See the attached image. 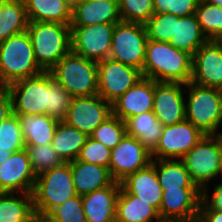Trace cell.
<instances>
[{
  "label": "cell",
  "mask_w": 222,
  "mask_h": 222,
  "mask_svg": "<svg viewBox=\"0 0 222 222\" xmlns=\"http://www.w3.org/2000/svg\"><path fill=\"white\" fill-rule=\"evenodd\" d=\"M141 72L143 77L157 82L187 84L192 76V56L169 42L148 39Z\"/></svg>",
  "instance_id": "cell-1"
},
{
  "label": "cell",
  "mask_w": 222,
  "mask_h": 222,
  "mask_svg": "<svg viewBox=\"0 0 222 222\" xmlns=\"http://www.w3.org/2000/svg\"><path fill=\"white\" fill-rule=\"evenodd\" d=\"M26 31L36 62L43 71H50L71 51L70 25L29 21Z\"/></svg>",
  "instance_id": "cell-2"
},
{
  "label": "cell",
  "mask_w": 222,
  "mask_h": 222,
  "mask_svg": "<svg viewBox=\"0 0 222 222\" xmlns=\"http://www.w3.org/2000/svg\"><path fill=\"white\" fill-rule=\"evenodd\" d=\"M41 72L27 31L0 42V86H9Z\"/></svg>",
  "instance_id": "cell-3"
},
{
  "label": "cell",
  "mask_w": 222,
  "mask_h": 222,
  "mask_svg": "<svg viewBox=\"0 0 222 222\" xmlns=\"http://www.w3.org/2000/svg\"><path fill=\"white\" fill-rule=\"evenodd\" d=\"M70 163H63L36 176L32 192L36 215L47 216L53 209L76 196Z\"/></svg>",
  "instance_id": "cell-4"
},
{
  "label": "cell",
  "mask_w": 222,
  "mask_h": 222,
  "mask_svg": "<svg viewBox=\"0 0 222 222\" xmlns=\"http://www.w3.org/2000/svg\"><path fill=\"white\" fill-rule=\"evenodd\" d=\"M50 73L72 97L98 94L97 62L72 51L64 56Z\"/></svg>",
  "instance_id": "cell-5"
},
{
  "label": "cell",
  "mask_w": 222,
  "mask_h": 222,
  "mask_svg": "<svg viewBox=\"0 0 222 222\" xmlns=\"http://www.w3.org/2000/svg\"><path fill=\"white\" fill-rule=\"evenodd\" d=\"M185 87L189 93L188 102H185L186 120L205 135H216L222 124V90L200 86L191 81Z\"/></svg>",
  "instance_id": "cell-6"
},
{
  "label": "cell",
  "mask_w": 222,
  "mask_h": 222,
  "mask_svg": "<svg viewBox=\"0 0 222 222\" xmlns=\"http://www.w3.org/2000/svg\"><path fill=\"white\" fill-rule=\"evenodd\" d=\"M181 160L191 180L202 190L211 179L220 176L222 145L216 135H205Z\"/></svg>",
  "instance_id": "cell-7"
},
{
  "label": "cell",
  "mask_w": 222,
  "mask_h": 222,
  "mask_svg": "<svg viewBox=\"0 0 222 222\" xmlns=\"http://www.w3.org/2000/svg\"><path fill=\"white\" fill-rule=\"evenodd\" d=\"M147 41L144 24L121 21L113 30L109 58L142 71Z\"/></svg>",
  "instance_id": "cell-8"
},
{
  "label": "cell",
  "mask_w": 222,
  "mask_h": 222,
  "mask_svg": "<svg viewBox=\"0 0 222 222\" xmlns=\"http://www.w3.org/2000/svg\"><path fill=\"white\" fill-rule=\"evenodd\" d=\"M16 115H46L49 106L48 71L16 81L7 86Z\"/></svg>",
  "instance_id": "cell-9"
},
{
  "label": "cell",
  "mask_w": 222,
  "mask_h": 222,
  "mask_svg": "<svg viewBox=\"0 0 222 222\" xmlns=\"http://www.w3.org/2000/svg\"><path fill=\"white\" fill-rule=\"evenodd\" d=\"M115 24L70 26L71 51L97 63L109 58Z\"/></svg>",
  "instance_id": "cell-10"
},
{
  "label": "cell",
  "mask_w": 222,
  "mask_h": 222,
  "mask_svg": "<svg viewBox=\"0 0 222 222\" xmlns=\"http://www.w3.org/2000/svg\"><path fill=\"white\" fill-rule=\"evenodd\" d=\"M97 67L98 95L111 104L143 78L141 70L110 58L98 62Z\"/></svg>",
  "instance_id": "cell-11"
},
{
  "label": "cell",
  "mask_w": 222,
  "mask_h": 222,
  "mask_svg": "<svg viewBox=\"0 0 222 222\" xmlns=\"http://www.w3.org/2000/svg\"><path fill=\"white\" fill-rule=\"evenodd\" d=\"M205 134L188 120L164 126L152 159H181ZM156 157V158H155Z\"/></svg>",
  "instance_id": "cell-12"
},
{
  "label": "cell",
  "mask_w": 222,
  "mask_h": 222,
  "mask_svg": "<svg viewBox=\"0 0 222 222\" xmlns=\"http://www.w3.org/2000/svg\"><path fill=\"white\" fill-rule=\"evenodd\" d=\"M152 162L151 152L135 137L125 134L111 150L109 172L116 182L142 170Z\"/></svg>",
  "instance_id": "cell-13"
},
{
  "label": "cell",
  "mask_w": 222,
  "mask_h": 222,
  "mask_svg": "<svg viewBox=\"0 0 222 222\" xmlns=\"http://www.w3.org/2000/svg\"><path fill=\"white\" fill-rule=\"evenodd\" d=\"M111 115L112 104L98 94L73 97L64 122L90 136Z\"/></svg>",
  "instance_id": "cell-14"
},
{
  "label": "cell",
  "mask_w": 222,
  "mask_h": 222,
  "mask_svg": "<svg viewBox=\"0 0 222 222\" xmlns=\"http://www.w3.org/2000/svg\"><path fill=\"white\" fill-rule=\"evenodd\" d=\"M185 84L179 82H157L154 80L153 112L163 126L180 123L185 117Z\"/></svg>",
  "instance_id": "cell-15"
},
{
  "label": "cell",
  "mask_w": 222,
  "mask_h": 222,
  "mask_svg": "<svg viewBox=\"0 0 222 222\" xmlns=\"http://www.w3.org/2000/svg\"><path fill=\"white\" fill-rule=\"evenodd\" d=\"M202 198L200 188L163 189L159 215L162 221L198 219Z\"/></svg>",
  "instance_id": "cell-16"
},
{
  "label": "cell",
  "mask_w": 222,
  "mask_h": 222,
  "mask_svg": "<svg viewBox=\"0 0 222 222\" xmlns=\"http://www.w3.org/2000/svg\"><path fill=\"white\" fill-rule=\"evenodd\" d=\"M191 82L222 90V47L208 40L192 56Z\"/></svg>",
  "instance_id": "cell-17"
},
{
  "label": "cell",
  "mask_w": 222,
  "mask_h": 222,
  "mask_svg": "<svg viewBox=\"0 0 222 222\" xmlns=\"http://www.w3.org/2000/svg\"><path fill=\"white\" fill-rule=\"evenodd\" d=\"M36 181L27 151L14 152L0 165V193H32Z\"/></svg>",
  "instance_id": "cell-18"
},
{
  "label": "cell",
  "mask_w": 222,
  "mask_h": 222,
  "mask_svg": "<svg viewBox=\"0 0 222 222\" xmlns=\"http://www.w3.org/2000/svg\"><path fill=\"white\" fill-rule=\"evenodd\" d=\"M154 80L143 77L112 103V114L122 121L153 110Z\"/></svg>",
  "instance_id": "cell-19"
},
{
  "label": "cell",
  "mask_w": 222,
  "mask_h": 222,
  "mask_svg": "<svg viewBox=\"0 0 222 222\" xmlns=\"http://www.w3.org/2000/svg\"><path fill=\"white\" fill-rule=\"evenodd\" d=\"M120 182L82 195L83 211L87 222H116V207Z\"/></svg>",
  "instance_id": "cell-20"
},
{
  "label": "cell",
  "mask_w": 222,
  "mask_h": 222,
  "mask_svg": "<svg viewBox=\"0 0 222 222\" xmlns=\"http://www.w3.org/2000/svg\"><path fill=\"white\" fill-rule=\"evenodd\" d=\"M120 184L128 193L149 203L159 212L163 189L158 181L156 169L152 164L128 175Z\"/></svg>",
  "instance_id": "cell-21"
},
{
  "label": "cell",
  "mask_w": 222,
  "mask_h": 222,
  "mask_svg": "<svg viewBox=\"0 0 222 222\" xmlns=\"http://www.w3.org/2000/svg\"><path fill=\"white\" fill-rule=\"evenodd\" d=\"M119 1L83 0L72 10L70 26L121 22Z\"/></svg>",
  "instance_id": "cell-22"
},
{
  "label": "cell",
  "mask_w": 222,
  "mask_h": 222,
  "mask_svg": "<svg viewBox=\"0 0 222 222\" xmlns=\"http://www.w3.org/2000/svg\"><path fill=\"white\" fill-rule=\"evenodd\" d=\"M74 188L77 195H85L110 186L114 180L109 168L78 159L70 162Z\"/></svg>",
  "instance_id": "cell-23"
},
{
  "label": "cell",
  "mask_w": 222,
  "mask_h": 222,
  "mask_svg": "<svg viewBox=\"0 0 222 222\" xmlns=\"http://www.w3.org/2000/svg\"><path fill=\"white\" fill-rule=\"evenodd\" d=\"M199 222L193 221H162L159 212L149 203L128 193L122 186L119 191L116 207V222Z\"/></svg>",
  "instance_id": "cell-24"
},
{
  "label": "cell",
  "mask_w": 222,
  "mask_h": 222,
  "mask_svg": "<svg viewBox=\"0 0 222 222\" xmlns=\"http://www.w3.org/2000/svg\"><path fill=\"white\" fill-rule=\"evenodd\" d=\"M208 39L202 33L195 14L178 17L175 16V28L169 43L176 49L189 53L191 56Z\"/></svg>",
  "instance_id": "cell-25"
},
{
  "label": "cell",
  "mask_w": 222,
  "mask_h": 222,
  "mask_svg": "<svg viewBox=\"0 0 222 222\" xmlns=\"http://www.w3.org/2000/svg\"><path fill=\"white\" fill-rule=\"evenodd\" d=\"M124 123L127 135L137 138L150 152L156 148L164 126L153 111L134 115Z\"/></svg>",
  "instance_id": "cell-26"
},
{
  "label": "cell",
  "mask_w": 222,
  "mask_h": 222,
  "mask_svg": "<svg viewBox=\"0 0 222 222\" xmlns=\"http://www.w3.org/2000/svg\"><path fill=\"white\" fill-rule=\"evenodd\" d=\"M25 145L51 144L58 120L48 115H17Z\"/></svg>",
  "instance_id": "cell-27"
},
{
  "label": "cell",
  "mask_w": 222,
  "mask_h": 222,
  "mask_svg": "<svg viewBox=\"0 0 222 222\" xmlns=\"http://www.w3.org/2000/svg\"><path fill=\"white\" fill-rule=\"evenodd\" d=\"M29 21L71 24L72 10L63 0H24Z\"/></svg>",
  "instance_id": "cell-28"
},
{
  "label": "cell",
  "mask_w": 222,
  "mask_h": 222,
  "mask_svg": "<svg viewBox=\"0 0 222 222\" xmlns=\"http://www.w3.org/2000/svg\"><path fill=\"white\" fill-rule=\"evenodd\" d=\"M88 136L77 128L59 121L51 145L64 163L76 160Z\"/></svg>",
  "instance_id": "cell-29"
},
{
  "label": "cell",
  "mask_w": 222,
  "mask_h": 222,
  "mask_svg": "<svg viewBox=\"0 0 222 222\" xmlns=\"http://www.w3.org/2000/svg\"><path fill=\"white\" fill-rule=\"evenodd\" d=\"M162 189L199 188L181 159H152Z\"/></svg>",
  "instance_id": "cell-30"
},
{
  "label": "cell",
  "mask_w": 222,
  "mask_h": 222,
  "mask_svg": "<svg viewBox=\"0 0 222 222\" xmlns=\"http://www.w3.org/2000/svg\"><path fill=\"white\" fill-rule=\"evenodd\" d=\"M0 193V222H31L36 215L32 193Z\"/></svg>",
  "instance_id": "cell-31"
},
{
  "label": "cell",
  "mask_w": 222,
  "mask_h": 222,
  "mask_svg": "<svg viewBox=\"0 0 222 222\" xmlns=\"http://www.w3.org/2000/svg\"><path fill=\"white\" fill-rule=\"evenodd\" d=\"M24 0H5L0 5V42L27 30Z\"/></svg>",
  "instance_id": "cell-32"
},
{
  "label": "cell",
  "mask_w": 222,
  "mask_h": 222,
  "mask_svg": "<svg viewBox=\"0 0 222 222\" xmlns=\"http://www.w3.org/2000/svg\"><path fill=\"white\" fill-rule=\"evenodd\" d=\"M195 15L208 40H217L222 35V7L202 1L199 2Z\"/></svg>",
  "instance_id": "cell-33"
},
{
  "label": "cell",
  "mask_w": 222,
  "mask_h": 222,
  "mask_svg": "<svg viewBox=\"0 0 222 222\" xmlns=\"http://www.w3.org/2000/svg\"><path fill=\"white\" fill-rule=\"evenodd\" d=\"M25 150L36 176L64 163L51 144L25 145Z\"/></svg>",
  "instance_id": "cell-34"
},
{
  "label": "cell",
  "mask_w": 222,
  "mask_h": 222,
  "mask_svg": "<svg viewBox=\"0 0 222 222\" xmlns=\"http://www.w3.org/2000/svg\"><path fill=\"white\" fill-rule=\"evenodd\" d=\"M49 106L46 115L58 121H64L71 104L72 96L48 71Z\"/></svg>",
  "instance_id": "cell-35"
},
{
  "label": "cell",
  "mask_w": 222,
  "mask_h": 222,
  "mask_svg": "<svg viewBox=\"0 0 222 222\" xmlns=\"http://www.w3.org/2000/svg\"><path fill=\"white\" fill-rule=\"evenodd\" d=\"M125 134L126 129L124 121L112 114L96 127L90 137L100 141L107 148L112 150L120 143Z\"/></svg>",
  "instance_id": "cell-36"
},
{
  "label": "cell",
  "mask_w": 222,
  "mask_h": 222,
  "mask_svg": "<svg viewBox=\"0 0 222 222\" xmlns=\"http://www.w3.org/2000/svg\"><path fill=\"white\" fill-rule=\"evenodd\" d=\"M121 21L145 24L155 13L153 0H119Z\"/></svg>",
  "instance_id": "cell-37"
},
{
  "label": "cell",
  "mask_w": 222,
  "mask_h": 222,
  "mask_svg": "<svg viewBox=\"0 0 222 222\" xmlns=\"http://www.w3.org/2000/svg\"><path fill=\"white\" fill-rule=\"evenodd\" d=\"M0 148L12 153L25 149L20 122L14 113L0 123Z\"/></svg>",
  "instance_id": "cell-38"
},
{
  "label": "cell",
  "mask_w": 222,
  "mask_h": 222,
  "mask_svg": "<svg viewBox=\"0 0 222 222\" xmlns=\"http://www.w3.org/2000/svg\"><path fill=\"white\" fill-rule=\"evenodd\" d=\"M144 25L149 40L169 42L174 34L175 16L154 13Z\"/></svg>",
  "instance_id": "cell-39"
},
{
  "label": "cell",
  "mask_w": 222,
  "mask_h": 222,
  "mask_svg": "<svg viewBox=\"0 0 222 222\" xmlns=\"http://www.w3.org/2000/svg\"><path fill=\"white\" fill-rule=\"evenodd\" d=\"M47 217L53 222H87L83 211L82 196L76 195L53 209Z\"/></svg>",
  "instance_id": "cell-40"
},
{
  "label": "cell",
  "mask_w": 222,
  "mask_h": 222,
  "mask_svg": "<svg viewBox=\"0 0 222 222\" xmlns=\"http://www.w3.org/2000/svg\"><path fill=\"white\" fill-rule=\"evenodd\" d=\"M111 149L100 141L88 136L84 146L81 148L78 160L109 168Z\"/></svg>",
  "instance_id": "cell-41"
},
{
  "label": "cell",
  "mask_w": 222,
  "mask_h": 222,
  "mask_svg": "<svg viewBox=\"0 0 222 222\" xmlns=\"http://www.w3.org/2000/svg\"><path fill=\"white\" fill-rule=\"evenodd\" d=\"M213 195L208 194V187L202 189V200L199 210H217L222 212V182L214 186ZM211 199V200H209Z\"/></svg>",
  "instance_id": "cell-42"
},
{
  "label": "cell",
  "mask_w": 222,
  "mask_h": 222,
  "mask_svg": "<svg viewBox=\"0 0 222 222\" xmlns=\"http://www.w3.org/2000/svg\"><path fill=\"white\" fill-rule=\"evenodd\" d=\"M198 0H173V15L182 17L195 14Z\"/></svg>",
  "instance_id": "cell-43"
},
{
  "label": "cell",
  "mask_w": 222,
  "mask_h": 222,
  "mask_svg": "<svg viewBox=\"0 0 222 222\" xmlns=\"http://www.w3.org/2000/svg\"><path fill=\"white\" fill-rule=\"evenodd\" d=\"M12 114V99L7 86H0V123Z\"/></svg>",
  "instance_id": "cell-44"
},
{
  "label": "cell",
  "mask_w": 222,
  "mask_h": 222,
  "mask_svg": "<svg viewBox=\"0 0 222 222\" xmlns=\"http://www.w3.org/2000/svg\"><path fill=\"white\" fill-rule=\"evenodd\" d=\"M199 222H222V212L217 210H199Z\"/></svg>",
  "instance_id": "cell-45"
},
{
  "label": "cell",
  "mask_w": 222,
  "mask_h": 222,
  "mask_svg": "<svg viewBox=\"0 0 222 222\" xmlns=\"http://www.w3.org/2000/svg\"><path fill=\"white\" fill-rule=\"evenodd\" d=\"M154 12L173 15V0H153Z\"/></svg>",
  "instance_id": "cell-46"
},
{
  "label": "cell",
  "mask_w": 222,
  "mask_h": 222,
  "mask_svg": "<svg viewBox=\"0 0 222 222\" xmlns=\"http://www.w3.org/2000/svg\"><path fill=\"white\" fill-rule=\"evenodd\" d=\"M12 154V152L7 151V149L0 148V165L3 164Z\"/></svg>",
  "instance_id": "cell-47"
},
{
  "label": "cell",
  "mask_w": 222,
  "mask_h": 222,
  "mask_svg": "<svg viewBox=\"0 0 222 222\" xmlns=\"http://www.w3.org/2000/svg\"><path fill=\"white\" fill-rule=\"evenodd\" d=\"M64 3L73 10L76 6H78L83 0H63Z\"/></svg>",
  "instance_id": "cell-48"
},
{
  "label": "cell",
  "mask_w": 222,
  "mask_h": 222,
  "mask_svg": "<svg viewBox=\"0 0 222 222\" xmlns=\"http://www.w3.org/2000/svg\"><path fill=\"white\" fill-rule=\"evenodd\" d=\"M31 222H53L47 216L35 215Z\"/></svg>",
  "instance_id": "cell-49"
},
{
  "label": "cell",
  "mask_w": 222,
  "mask_h": 222,
  "mask_svg": "<svg viewBox=\"0 0 222 222\" xmlns=\"http://www.w3.org/2000/svg\"><path fill=\"white\" fill-rule=\"evenodd\" d=\"M205 1H207L210 4L222 7V0H205Z\"/></svg>",
  "instance_id": "cell-50"
},
{
  "label": "cell",
  "mask_w": 222,
  "mask_h": 222,
  "mask_svg": "<svg viewBox=\"0 0 222 222\" xmlns=\"http://www.w3.org/2000/svg\"><path fill=\"white\" fill-rule=\"evenodd\" d=\"M216 136L219 138L221 145H222V133L218 132V133H216Z\"/></svg>",
  "instance_id": "cell-51"
},
{
  "label": "cell",
  "mask_w": 222,
  "mask_h": 222,
  "mask_svg": "<svg viewBox=\"0 0 222 222\" xmlns=\"http://www.w3.org/2000/svg\"><path fill=\"white\" fill-rule=\"evenodd\" d=\"M216 41L222 47V35Z\"/></svg>",
  "instance_id": "cell-52"
},
{
  "label": "cell",
  "mask_w": 222,
  "mask_h": 222,
  "mask_svg": "<svg viewBox=\"0 0 222 222\" xmlns=\"http://www.w3.org/2000/svg\"><path fill=\"white\" fill-rule=\"evenodd\" d=\"M95 1H119V0H95Z\"/></svg>",
  "instance_id": "cell-53"
}]
</instances>
